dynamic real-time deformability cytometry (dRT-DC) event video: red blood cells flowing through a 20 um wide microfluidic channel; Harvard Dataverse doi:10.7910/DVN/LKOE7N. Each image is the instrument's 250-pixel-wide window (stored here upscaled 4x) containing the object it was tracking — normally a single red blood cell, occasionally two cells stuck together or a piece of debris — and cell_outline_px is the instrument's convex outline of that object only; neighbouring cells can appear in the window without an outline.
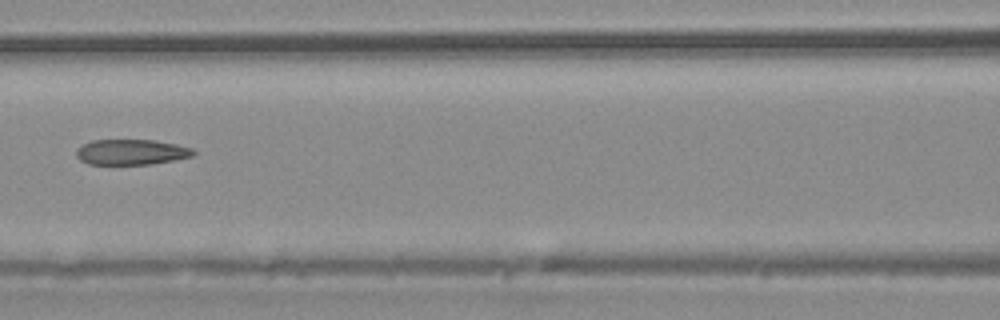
{"species": "common noctule bat (a hibernating species)", "species_latin": "Nyctalus noctula", "temperature_condition": "warm", "stored_images_in_passage": 3, "camera_frame_rate_fps": 3000, "um_per_image_px": 0.085, "animal": {"sex": "male", "body_mass_g": 20.4}, "frame": {"image": 1, "passage_image": 3, "time_ms": 2.333, "image_size_px": [1000, 320], "cell_outline_px": [[196, 152], [192, 156], [176, 160], [152, 164], [88, 164], [80, 160], [76, 156], [76, 152], [84, 144], [92, 140], [152, 140], [176, 144], [192, 148]], "centroid_in_image_um": [11.19, 12.93], "position_along_channel_um": 155.4, "area_um2": 17.28}}